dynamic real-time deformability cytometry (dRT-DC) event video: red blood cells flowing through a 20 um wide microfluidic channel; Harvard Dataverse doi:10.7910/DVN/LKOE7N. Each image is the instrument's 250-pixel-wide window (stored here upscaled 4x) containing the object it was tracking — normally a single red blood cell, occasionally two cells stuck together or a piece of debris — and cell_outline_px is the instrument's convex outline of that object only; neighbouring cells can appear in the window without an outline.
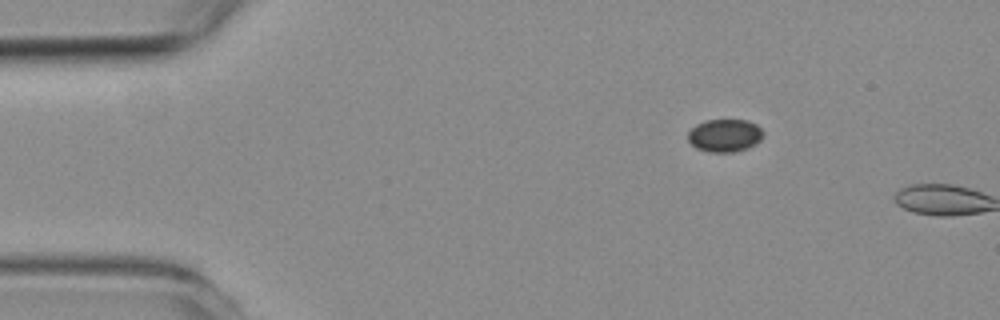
{"species": "common noctule bat (a hibernating species)", "species_latin": "Nyctalus noctula", "temperature_condition": "room temperature", "stored_images_in_passage": 2, "camera_frame_rate_fps": 3000, "um_per_image_px": 0.085, "animal": {"sex": "female", "body_mass_g": 19.3, "forearm_length_mm": 54.1}, "frame": {"image": 1, "passage_image": 1, "time_ms": 0.0, "image_size_px": [1000, 320], "cell_outline_px": [[764, 136], [756, 144], [748, 148], [736, 152], [708, 152], [696, 148], [688, 140], [688, 132], [696, 124], [704, 120], [748, 120], [756, 124], [764, 132]], "centroid_in_image_um": [61.62, 11.52], "position_along_channel_um": 23.4, "area_um2": 14.57}}